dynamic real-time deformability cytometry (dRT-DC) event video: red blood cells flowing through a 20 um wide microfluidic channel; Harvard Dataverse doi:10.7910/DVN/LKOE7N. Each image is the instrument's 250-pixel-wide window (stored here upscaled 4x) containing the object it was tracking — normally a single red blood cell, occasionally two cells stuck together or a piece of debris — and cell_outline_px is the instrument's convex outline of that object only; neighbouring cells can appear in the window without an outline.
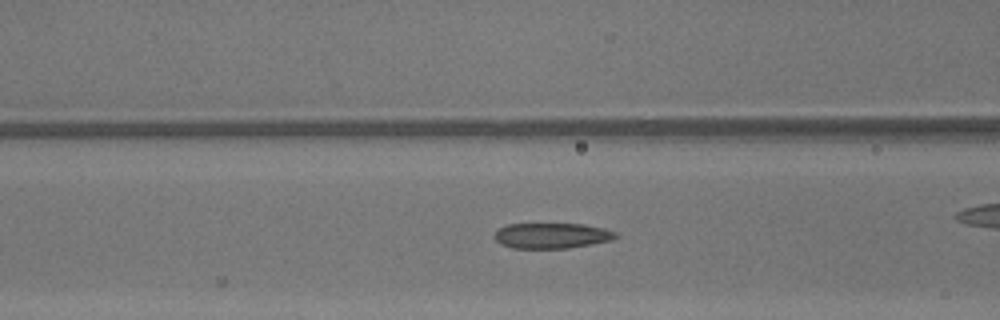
{"species": "common noctule bat (a hibernating species)", "species_latin": "Nyctalus noctula", "temperature_condition": "warm", "stored_images_in_passage": 38, "camera_frame_rate_fps": 3000, "um_per_image_px": 0.085, "animal": {"sex": "male", "body_mass_g": 13.3}, "frame": {"image": 1, "passage_image": 20, "time_ms": 6.333, "image_size_px": [1000, 320], "cell_outline_px": [[620, 236], [612, 240], [592, 244], [568, 248], [512, 248], [500, 244], [492, 236], [500, 228], [508, 224], [584, 224], [604, 228], [616, 232]], "centroid_in_image_um": [46.92, 20.03], "position_along_channel_um": 119.7, "area_um2": 18.09}}
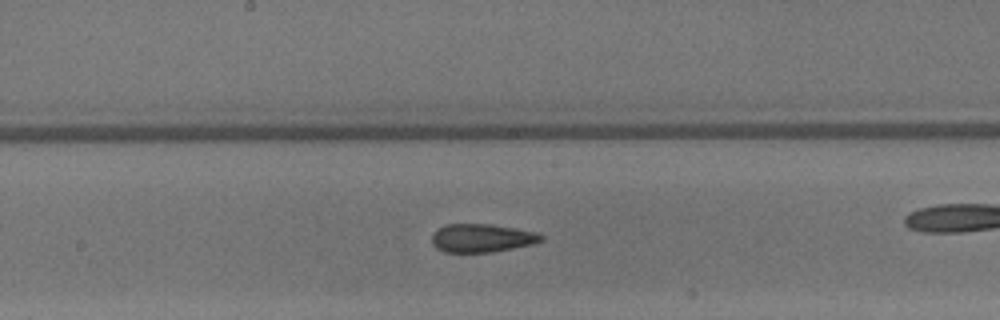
{"frame": {"image": 2, "passage_image": 26, "time_ms": 8.333, "image_size_px": [1000, 320], "cell_outline_px": [[544, 240], [532, 244], [492, 252], [444, 252], [436, 248], [432, 244], [432, 236], [444, 224], [492, 224], [516, 228], [536, 232], [544, 236]], "centroid_in_image_um": [40.97, 20.23], "position_along_channel_um": 207.2, "area_um2": 18.03}}
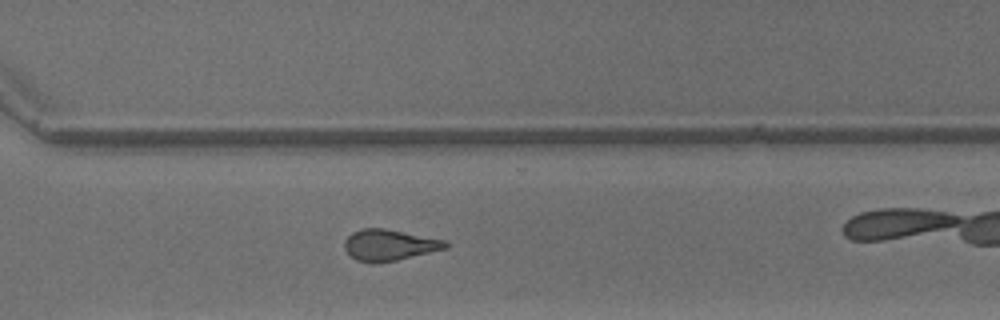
{"frame": {"image": 3, "passage_image": 35, "time_ms": 11.333, "image_size_px": [1000, 320], "cell_outline_px": [[452, 244], [448, 248], [396, 260], [376, 264], [372, 264], [356, 260], [344, 248], [344, 240], [352, 232], [360, 228], [384, 228], [448, 240]], "centroid_in_image_um": [33.12, 20.82], "position_along_channel_um": 337.5, "area_um2": 18.67}}